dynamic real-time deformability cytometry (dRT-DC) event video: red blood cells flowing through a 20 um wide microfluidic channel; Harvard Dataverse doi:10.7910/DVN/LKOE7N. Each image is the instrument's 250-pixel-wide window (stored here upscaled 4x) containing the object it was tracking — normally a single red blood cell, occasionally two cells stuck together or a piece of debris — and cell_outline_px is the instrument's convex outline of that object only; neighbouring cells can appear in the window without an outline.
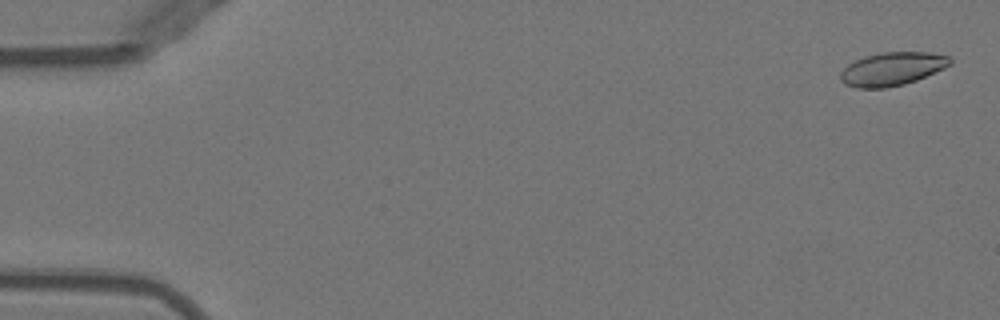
{"species": "Egyptian fruit bat (a non-hibernating species)", "species_latin": "Rousettus aegyptiacus", "temperature_condition": "warm", "stored_images_in_passage": 32, "camera_frame_rate_fps": 3000, "um_per_image_px": 0.085, "animal": {"sex": "female"}, "frame": {"image": 1, "passage_image": 2, "time_ms": 0.333, "image_size_px": [1000, 320], "cell_outline_px": [[952, 64], [944, 68], [916, 80], [904, 84], [884, 88], [856, 88], [844, 84], [840, 80], [840, 72], [848, 64], [864, 56], [880, 52], [928, 52], [948, 56], [952, 60]], "centroid_in_image_um": [75.81, 5.85], "position_along_channel_um": 9.2, "area_um2": 21.33}}
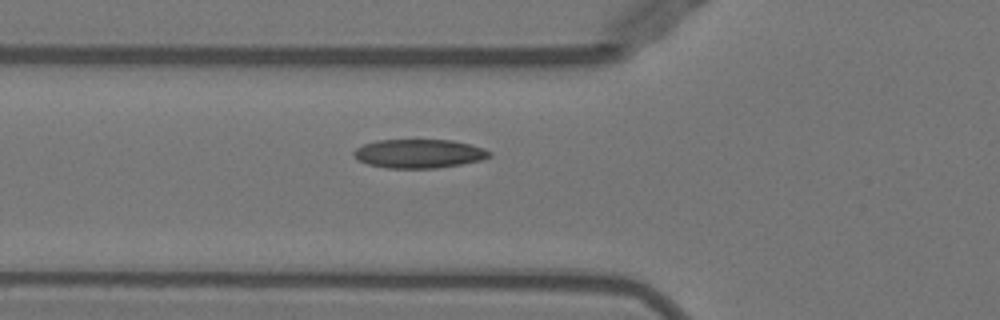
{"frame": {"image": 2, "passage_image": 19, "time_ms": 6.0, "image_size_px": [1000, 320], "cell_outline_px": [[492, 156], [480, 160], [460, 164], [436, 168], [388, 168], [368, 164], [356, 160], [352, 156], [352, 152], [356, 148], [364, 144], [376, 140], [452, 140], [484, 148], [492, 152]], "centroid_in_image_um": [35.58, 13.06], "position_along_channel_um": 90.2, "area_um2": 22.83}}
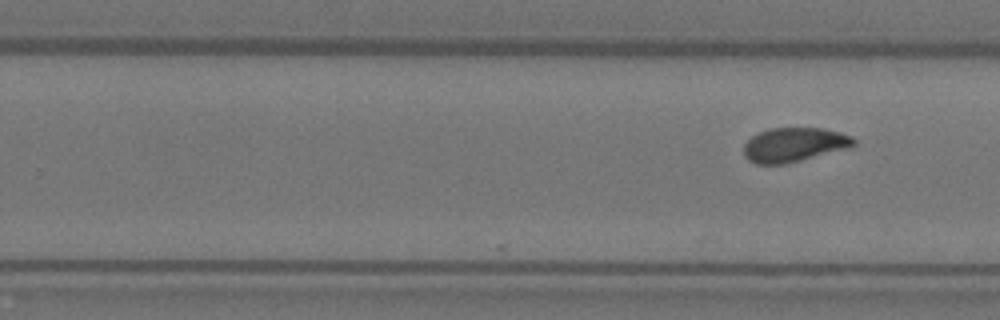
{"frame": {"image": 3, "passage_image": 32, "time_ms": 10.333, "image_size_px": [1000, 320], "cell_outline_px": [[856, 144], [848, 148], [784, 164], [756, 164], [748, 160], [744, 156], [744, 144], [752, 136], [768, 128], [824, 128], [840, 132], [852, 136], [856, 140]], "centroid_in_image_um": [67.5, 12.29], "position_along_channel_um": 262.3, "area_um2": 21.91}}